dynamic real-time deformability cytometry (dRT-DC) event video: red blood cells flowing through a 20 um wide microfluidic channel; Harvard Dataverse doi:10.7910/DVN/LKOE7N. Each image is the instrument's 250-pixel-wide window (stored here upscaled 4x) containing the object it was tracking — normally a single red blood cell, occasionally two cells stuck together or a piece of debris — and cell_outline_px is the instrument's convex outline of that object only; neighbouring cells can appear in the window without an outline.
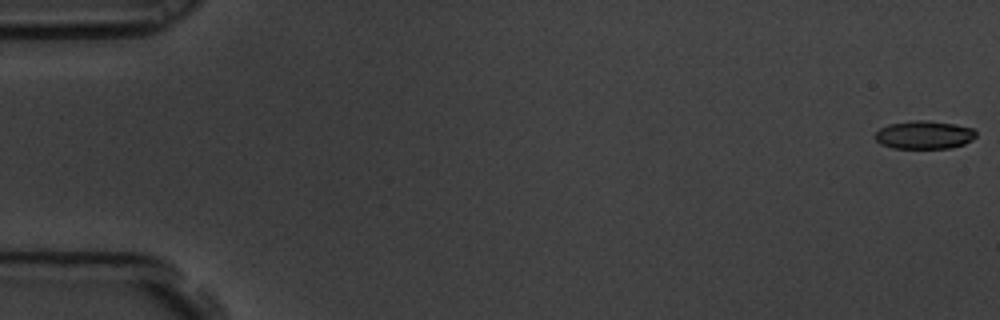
{"species": "common noctule bat (a hibernating species)", "species_latin": "Nyctalus noctula", "temperature_condition": "room temperature", "stored_images_in_passage": 57, "camera_frame_rate_fps": 3000, "um_per_image_px": 0.085, "animal": {"sex": "male", "body_mass_g": 19.5, "forearm_length_mm": 54.6}, "frame": {"image": 1, "passage_image": 1, "time_ms": 0.0, "image_size_px": [1000, 320], "cell_outline_px": [[976, 136], [972, 140], [964, 144], [948, 148], [892, 148], [880, 144], [876, 140], [876, 132], [880, 128], [888, 124], [912, 120], [928, 120], [956, 124], [972, 128], [976, 132]], "centroid_in_image_um": [78.55, 11.45], "position_along_channel_um": 6.4, "area_um2": 16.65}}
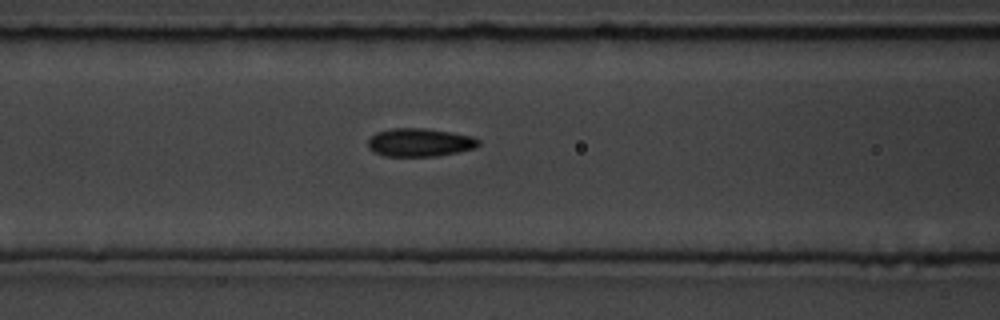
{"frame": {"image": 2, "passage_image": 25, "time_ms": 8.0, "image_size_px": [1000, 320], "cell_outline_px": [[480, 144], [476, 148], [460, 152], [436, 156], [384, 156], [372, 152], [368, 148], [368, 140], [376, 132], [392, 128], [424, 128], [472, 136], [480, 140]], "centroid_in_image_um": [35.67, 12.11], "position_along_channel_um": 130.9, "area_um2": 18.32}}
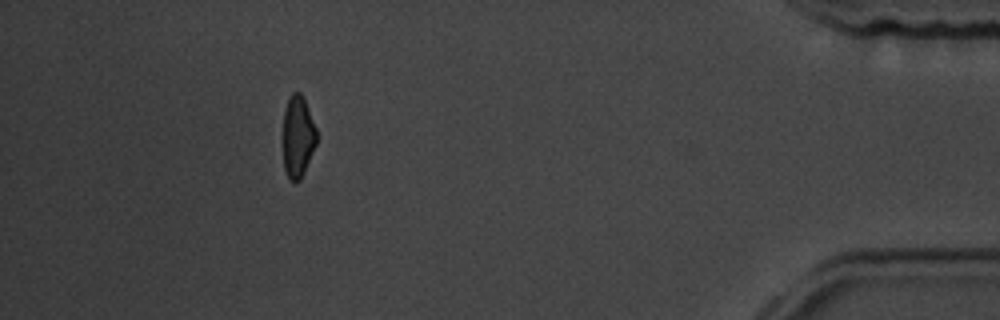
{"frame": {"image": 3, "passage_image": 54, "time_ms": 17.667, "image_size_px": [1000, 320], "cell_outline_px": [[316, 144], [300, 180], [292, 180], [288, 176], [284, 168], [284, 108], [288, 96], [292, 92], [300, 92], [304, 100], [316, 128]], "centroid_in_image_um": [25.31, 11.56], "position_along_channel_um": 409.9, "area_um2": 15.61}}